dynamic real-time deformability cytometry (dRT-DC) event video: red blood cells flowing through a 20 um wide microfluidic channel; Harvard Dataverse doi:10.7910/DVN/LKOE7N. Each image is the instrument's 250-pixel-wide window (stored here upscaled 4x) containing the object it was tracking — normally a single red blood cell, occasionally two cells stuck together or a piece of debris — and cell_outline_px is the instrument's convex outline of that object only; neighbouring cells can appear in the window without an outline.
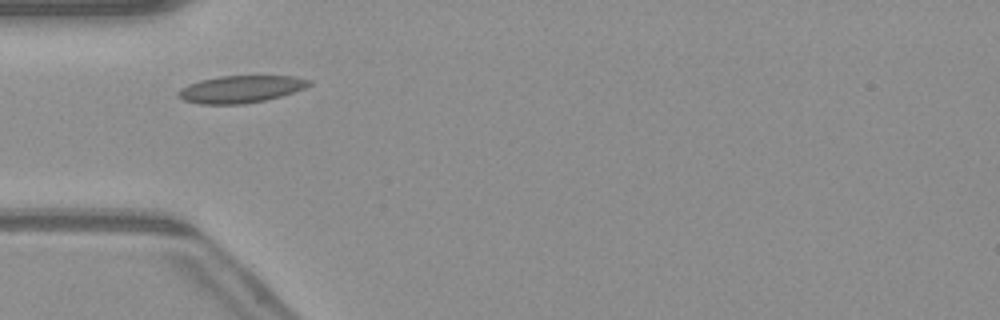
{"species": "common noctule bat (a hibernating species)", "species_latin": "Nyctalus noctula", "temperature_condition": "warm", "stored_images_in_passage": 42, "camera_frame_rate_fps": 3000, "um_per_image_px": 0.085, "animal": {"sex": "male", "body_mass_g": 23.1, "forearm_length_mm": 52.7}, "frame": {"image": 1, "passage_image": 7, "time_ms": 2.0, "image_size_px": [1000, 320], "cell_outline_px": [[312, 84], [304, 88], [280, 96], [264, 100], [244, 104], [200, 104], [184, 100], [176, 96], [176, 92], [188, 84], [200, 80], [220, 76], [296, 76], [312, 80]], "centroid_in_image_um": [20.45, 7.57], "position_along_channel_um": 64.5, "area_um2": 20.75}}
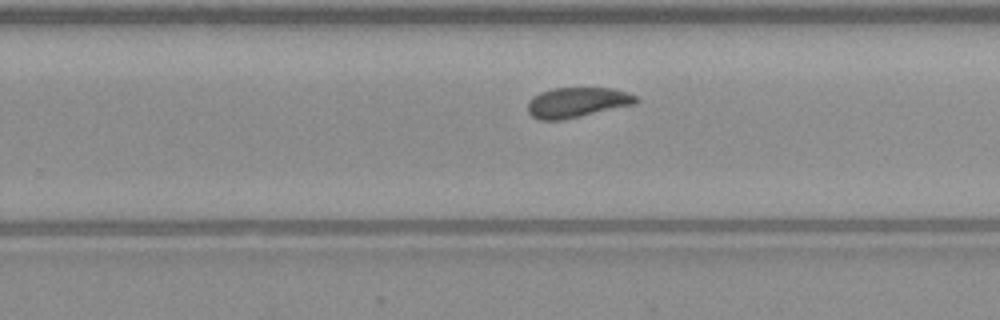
{"frame": {"image": 2, "passage_image": 23, "time_ms": 7.333, "image_size_px": [1000, 320], "cell_outline_px": [[640, 100], [636, 104], [564, 120], [540, 120], [532, 116], [528, 112], [528, 100], [532, 96], [540, 92], [552, 88], [612, 88], [628, 92], [636, 96]], "centroid_in_image_um": [49.06, 8.7], "position_along_channel_um": 280.7, "area_um2": 19.25}}
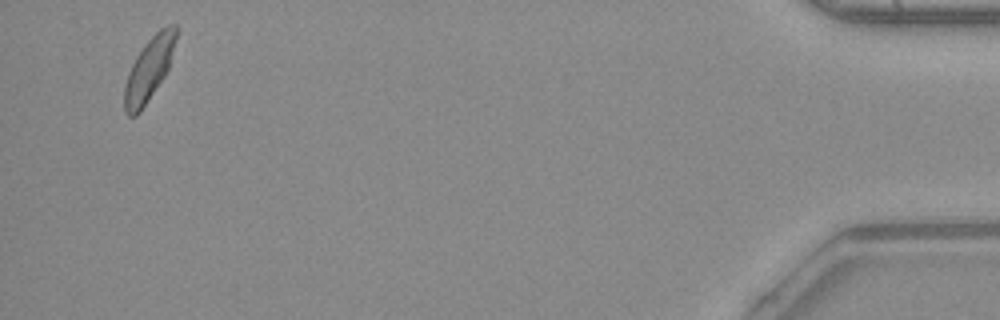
{"frame": {"image": 3, "passage_image": 40, "time_ms": 13.0, "image_size_px": [1000, 320], "cell_outline_px": [[176, 40], [168, 68], [164, 76], [140, 112], [136, 116], [128, 116], [124, 112], [124, 84], [128, 72], [136, 56], [148, 40], [160, 28], [168, 24], [176, 24]], "centroid_in_image_um": [12.64, 5.89], "position_along_channel_um": 422.6, "area_um2": 18.84}, "authors_computed_cell_mechanics": {"area_um2": 19.3919, "velocity_mm_per_s": 4.0657, "shape_relaxation_time_tau1_ms": 8.9517, "shape_relaxation_time_tau2_ms": 0.8071, "deformation_change_tau1": 0.1507, "deformation_change_tau2": 0.0459}}